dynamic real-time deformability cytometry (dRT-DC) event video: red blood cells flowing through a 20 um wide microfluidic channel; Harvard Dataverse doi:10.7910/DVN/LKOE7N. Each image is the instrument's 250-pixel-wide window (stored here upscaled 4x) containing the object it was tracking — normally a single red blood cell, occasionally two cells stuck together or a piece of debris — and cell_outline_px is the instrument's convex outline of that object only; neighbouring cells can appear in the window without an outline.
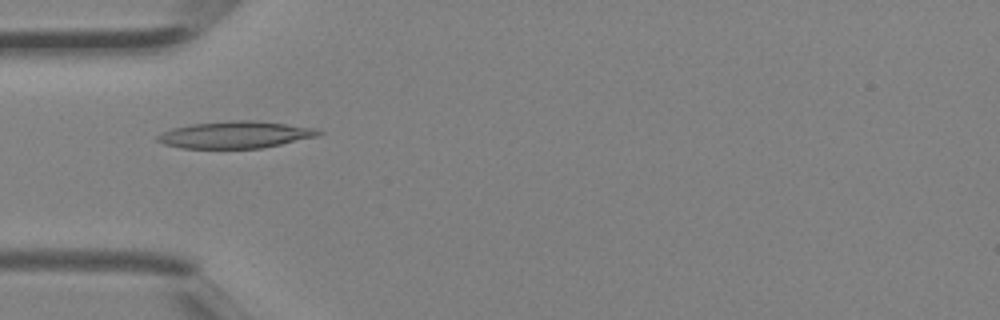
{"species": "Egyptian fruit bat (a non-hibernating species)", "species_latin": "Rousettus aegyptiacus", "temperature_condition": "room temperature", "stored_images_in_passage": 2, "camera_frame_rate_fps": 3000, "um_per_image_px": 0.085, "animal": {"sex": "female"}, "frame": {"image": 1, "passage_image": 2, "time_ms": 0.333, "image_size_px": [1000, 320], "cell_outline_px": [[324, 132], [316, 136], [280, 144], [260, 148], [180, 148], [164, 144], [156, 140], [156, 136], [172, 128], [192, 124], [232, 120], [252, 120], [316, 128]], "centroid_in_image_um": [19.97, 11.45], "position_along_channel_um": 65.0, "area_um2": 24.97}}